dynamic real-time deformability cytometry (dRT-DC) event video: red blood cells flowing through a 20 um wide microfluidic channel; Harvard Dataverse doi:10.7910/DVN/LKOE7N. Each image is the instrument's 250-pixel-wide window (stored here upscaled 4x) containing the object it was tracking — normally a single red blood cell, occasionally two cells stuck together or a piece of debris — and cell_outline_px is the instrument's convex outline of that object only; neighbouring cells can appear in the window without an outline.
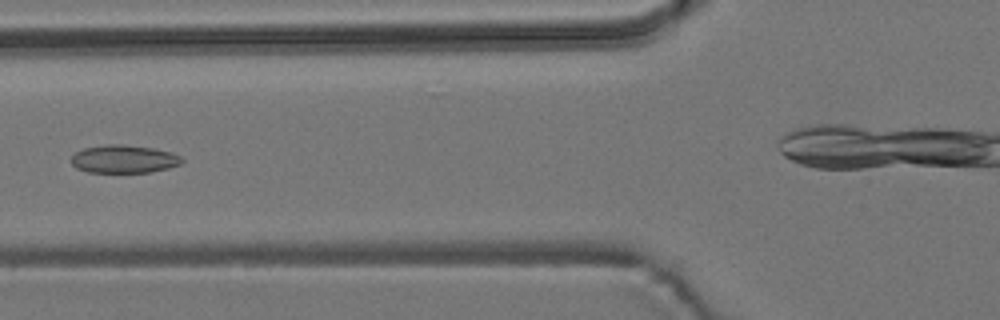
{"species": "common noctule bat (a hibernating species)", "species_latin": "Nyctalus noctula", "temperature_condition": "room temperature", "stored_images_in_passage": 8, "camera_frame_rate_fps": 3000, "um_per_image_px": 0.085, "animal": {"sex": "male", "body_mass_g": 19.2, "forearm_length_mm": 51.8}, "frame": {"image": 1, "passage_image": 6, "time_ms": 1.667, "image_size_px": [1000, 320], "cell_outline_px": [[184, 160], [180, 164], [168, 168], [152, 172], [88, 172], [76, 168], [72, 164], [72, 156], [76, 152], [84, 148], [108, 144], [124, 144], [152, 148], [172, 152], [180, 156]], "centroid_in_image_um": [10.54, 13.52], "position_along_channel_um": 115.3, "area_um2": 18.03}}
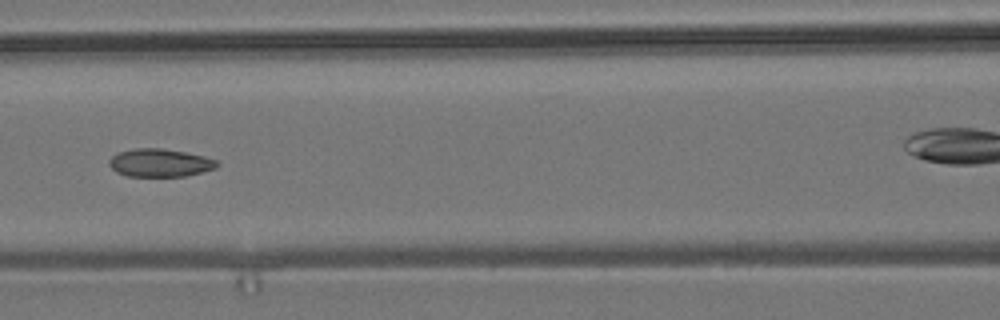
{"frame": {"image": 2, "passage_image": 7, "time_ms": 2.0, "image_size_px": [1000, 320], "cell_outline_px": [[220, 164], [216, 168], [184, 176], [128, 176], [116, 172], [108, 164], [108, 160], [112, 156], [120, 152], [136, 148], [160, 148], [184, 152], [204, 156], [216, 160]], "centroid_in_image_um": [13.58, 13.84], "position_along_channel_um": 153.0, "area_um2": 17.46}}